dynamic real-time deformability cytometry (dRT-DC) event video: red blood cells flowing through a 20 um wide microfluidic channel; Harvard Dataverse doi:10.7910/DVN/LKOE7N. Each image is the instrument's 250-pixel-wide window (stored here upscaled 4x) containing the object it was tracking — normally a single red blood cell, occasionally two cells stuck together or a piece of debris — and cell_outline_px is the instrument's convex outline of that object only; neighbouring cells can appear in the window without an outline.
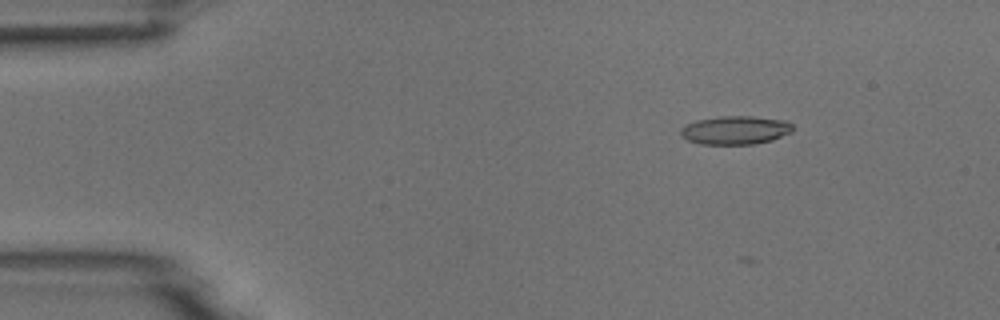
{"species": "common noctule bat (a hibernating species)", "species_latin": "Nyctalus noctula", "temperature_condition": "room temperature", "stored_images_in_passage": 6, "segment_of_instrument_passage": [1, 2], "camera_frame_rate_fps": 3000, "um_per_image_px": 0.085, "animal": {"sex": "male", "body_mass_g": 18.8}, "frame": {"image": 1, "passage_image": 3, "time_ms": 2.333, "image_size_px": [1000, 320], "cell_outline_px": [[792, 132], [772, 140], [756, 144], [700, 144], [688, 140], [680, 136], [680, 128], [696, 120], [720, 116], [752, 116], [788, 120], [792, 124]], "centroid_in_image_um": [62.52, 11.06], "position_along_channel_um": 22.5, "area_um2": 18.79}}